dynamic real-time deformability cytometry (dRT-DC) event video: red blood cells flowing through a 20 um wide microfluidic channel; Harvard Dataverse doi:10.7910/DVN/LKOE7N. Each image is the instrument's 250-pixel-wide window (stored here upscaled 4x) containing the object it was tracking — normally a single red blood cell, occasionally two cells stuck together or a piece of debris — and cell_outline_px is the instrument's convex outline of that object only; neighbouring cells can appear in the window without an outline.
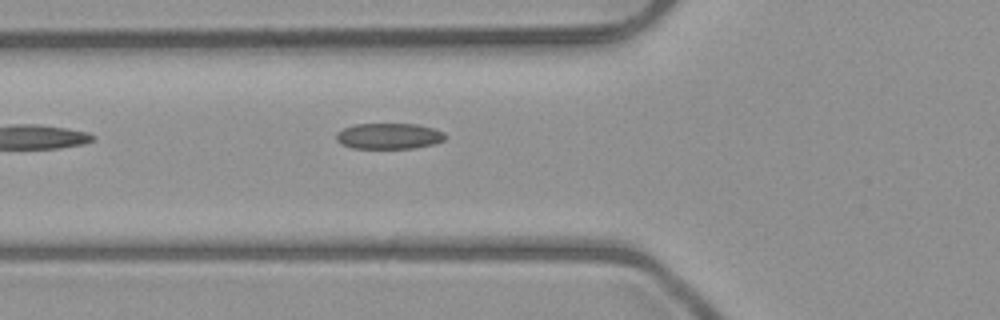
{"species": "common noctule bat (a hibernating species)", "species_latin": "Nyctalus noctula", "temperature_condition": "room temperature", "stored_images_in_passage": 3, "camera_frame_rate_fps": 3000, "um_per_image_px": 0.085, "animal": {"sex": "male", "body_mass_g": 23.1, "forearm_length_mm": 52.7}, "frame": {"image": 1, "passage_image": 3, "time_ms": 2.333, "image_size_px": [1000, 320], "cell_outline_px": [[448, 136], [444, 140], [436, 144], [412, 148], [352, 148], [340, 144], [336, 140], [336, 132], [352, 124], [416, 124], [436, 128], [444, 132]], "centroid_in_image_um": [33.08, 11.56], "position_along_channel_um": 92.7, "area_um2": 16.7}}